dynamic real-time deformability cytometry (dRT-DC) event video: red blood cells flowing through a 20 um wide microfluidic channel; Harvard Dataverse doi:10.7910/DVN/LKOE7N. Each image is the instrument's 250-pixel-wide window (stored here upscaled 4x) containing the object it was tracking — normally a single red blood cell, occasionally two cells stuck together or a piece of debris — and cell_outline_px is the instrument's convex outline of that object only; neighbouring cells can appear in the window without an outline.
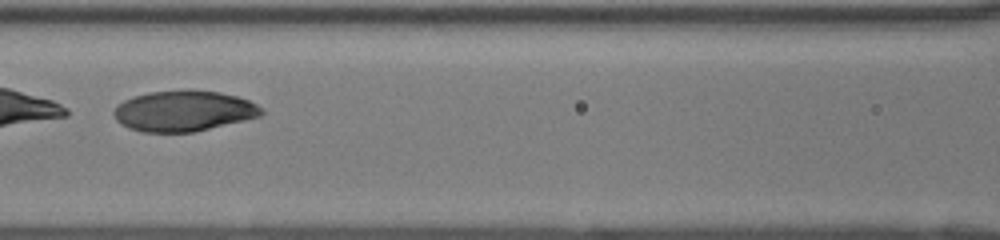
{"species": "human", "species_latin": "Homo sapiens", "temperature_condition": "room temperature", "stored_images_in_passage": 44, "segment_of_instrument_passage": [2, 2], "camera_frame_rate_fps": 3000, "um_per_image_px": 0.085, "donor": {"sex": "female"}, "frame": {"image": 1, "passage_image": 20, "time_ms": 6.333, "image_size_px": [1000, 240], "cell_outline_px": [[264, 112], [260, 116], [244, 120], [192, 132], [144, 132], [128, 128], [120, 124], [116, 120], [112, 112], [116, 104], [132, 96], [148, 92], [220, 92], [236, 96], [248, 100], [264, 108]], "centroid_in_image_um": [15.57, 9.46], "position_along_channel_um": 151.0, "area_um2": 34.45}}
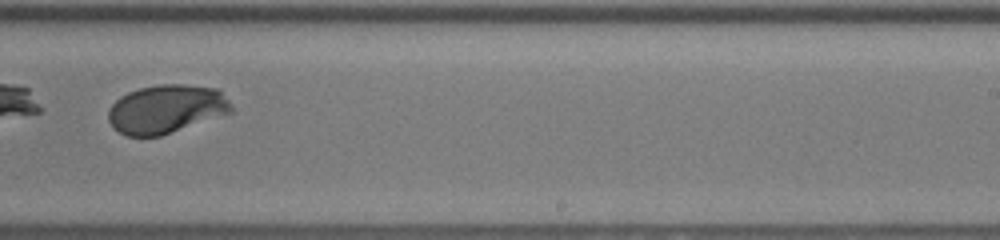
{"frame": {"image": 2, "passage_image": 29, "time_ms": 9.333, "image_size_px": [1000, 240], "cell_outline_px": [[232, 112], [160, 136], [128, 136], [112, 128], [108, 120], [108, 108], [120, 96], [128, 92], [140, 88], [160, 84], [184, 84], [220, 88], [232, 104]], "centroid_in_image_um": [14.13, 9.25], "position_along_channel_um": 274.9, "area_um2": 35.03}}
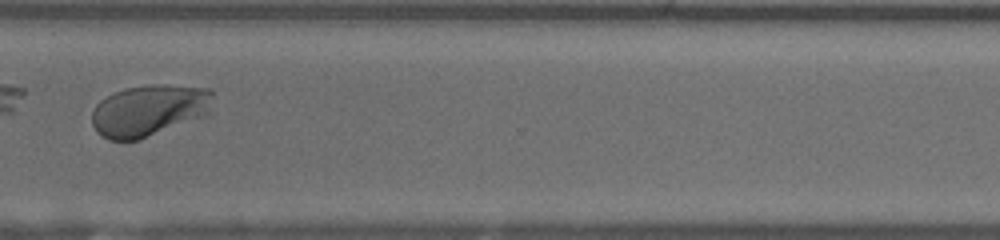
{"frame": {"image": 3, "passage_image": 35, "time_ms": 11.333, "image_size_px": [1000, 240], "cell_outline_px": [[212, 96], [208, 112], [204, 116], [140, 140], [108, 140], [96, 132], [92, 124], [92, 112], [96, 104], [100, 100], [124, 88], [152, 84], [160, 84], [212, 88]], "centroid_in_image_um": [12.65, 9.38], "position_along_channel_um": 357.9, "area_um2": 36.41}}